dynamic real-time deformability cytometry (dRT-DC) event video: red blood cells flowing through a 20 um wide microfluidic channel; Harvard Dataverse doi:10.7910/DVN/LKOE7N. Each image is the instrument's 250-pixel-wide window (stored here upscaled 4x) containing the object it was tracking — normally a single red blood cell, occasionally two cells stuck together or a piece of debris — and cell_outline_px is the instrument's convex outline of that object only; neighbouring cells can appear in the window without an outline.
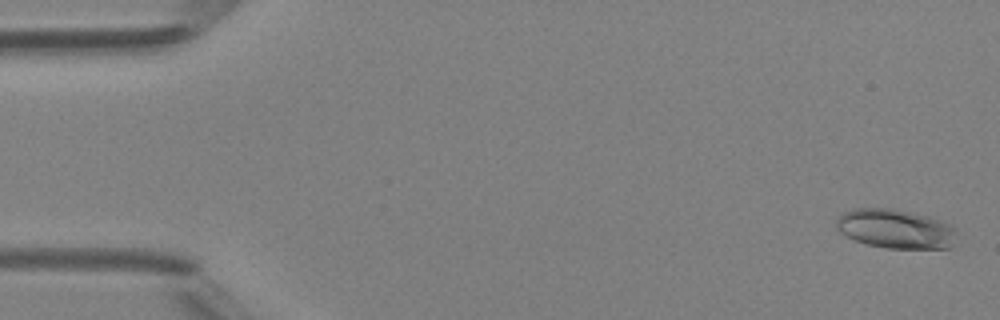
{"species": "Egyptian fruit bat (a non-hibernating species)", "species_latin": "Rousettus aegyptiacus", "temperature_condition": "room temperature", "stored_images_in_passage": 49, "camera_frame_rate_fps": 3000, "um_per_image_px": 0.085, "animal": {"sex": "female"}, "frame": {"image": 1, "passage_image": 2, "time_ms": 0.333, "image_size_px": [1000, 320], "cell_outline_px": [[956, 232], [952, 248], [884, 248], [868, 244], [856, 240], [840, 232], [836, 228], [836, 220], [844, 212], [856, 208], [892, 208], [912, 212], [928, 216], [952, 224], [956, 228]], "centroid_in_image_um": [76.15, 19.44], "position_along_channel_um": 8.8, "area_um2": 27.57}}
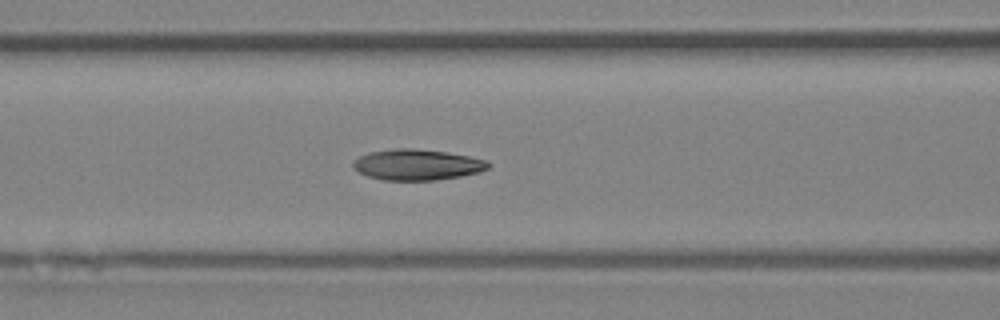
{"frame": {"image": 2, "passage_image": 21, "time_ms": 6.667, "image_size_px": [1000, 320], "cell_outline_px": [[492, 164], [488, 168], [480, 172], [460, 176], [436, 180], [380, 180], [368, 176], [352, 168], [352, 160], [368, 152], [396, 148], [412, 148], [448, 152], [488, 160]], "centroid_in_image_um": [35.45, 13.99], "position_along_channel_um": 131.2, "area_um2": 24.51}}
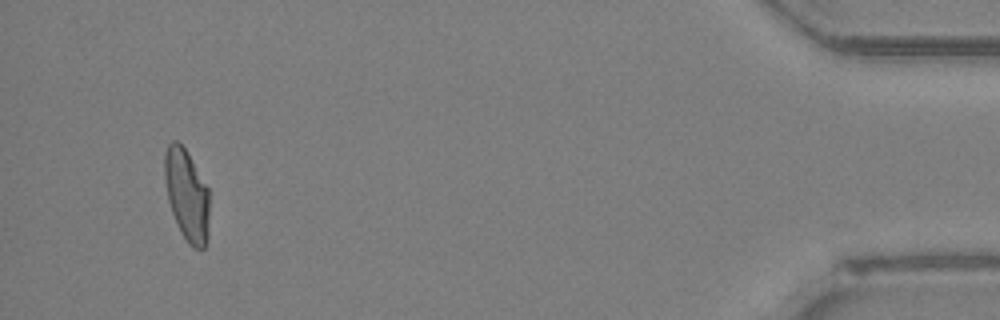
{"frame": {"image": 3, "passage_image": 47, "time_ms": 15.333, "image_size_px": [1000, 320], "cell_outline_px": [[208, 236], [204, 248], [192, 248], [188, 244], [180, 232], [172, 212], [168, 200], [164, 180], [164, 152], [168, 144], [172, 140], [176, 140], [184, 148], [208, 188]], "centroid_in_image_um": [15.85, 16.59], "position_along_channel_um": 419.3, "area_um2": 23.76}, "authors_computed_cell_mechanics": {"area_um2": 24.3916, "velocity_mm_per_s": 4.2217, "shape_relaxation_time_tau1_ms": 8.1096, "shape_relaxation_time_tau2_ms": 2.3721, "deformation_change_tau1": 0.2244, "deformation_change_tau2": 0.0834}}